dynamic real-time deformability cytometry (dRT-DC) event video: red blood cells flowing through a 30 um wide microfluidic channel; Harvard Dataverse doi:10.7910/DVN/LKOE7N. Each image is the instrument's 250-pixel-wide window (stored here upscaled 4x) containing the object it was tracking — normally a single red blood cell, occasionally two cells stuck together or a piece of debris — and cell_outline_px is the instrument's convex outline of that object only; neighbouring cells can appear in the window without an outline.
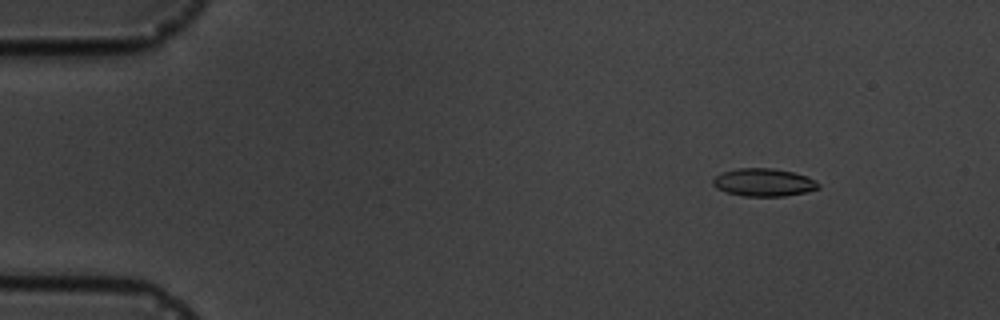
{"species": "common noctule bat (a hibernating species)", "species_latin": "Nyctalus noctula", "temperature_condition": "cold", "stored_images_in_passage": 5, "camera_frame_rate_fps": 3000, "um_per_image_px": 0.085, "animal": {"sex": "male", "body_mass_g": 19.5, "forearm_length_mm": 54.6}, "frame": {"image": 1, "passage_image": 2, "time_ms": 1.333, "image_size_px": [1000, 320], "cell_outline_px": [[820, 188], [804, 192], [784, 196], [744, 196], [728, 192], [716, 188], [712, 184], [712, 180], [716, 176], [724, 172], [740, 168], [772, 168], [792, 172], [808, 176], [816, 180], [820, 184]], "centroid_in_image_um": [64.94, 15.5], "position_along_channel_um": 20.1, "area_um2": 16.99}}
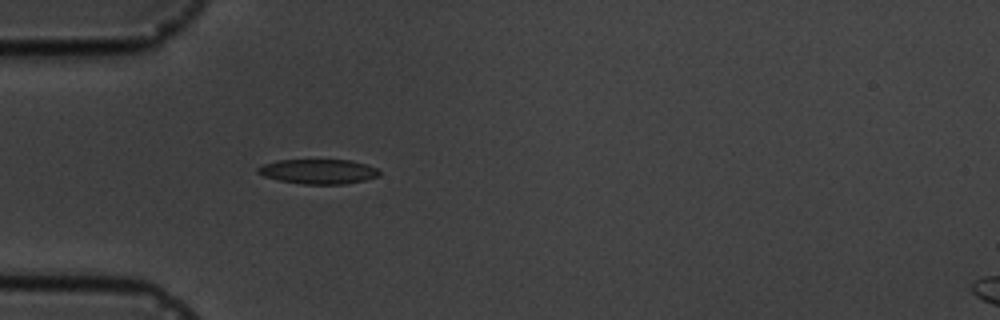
{"frame": {"image": 2, "passage_image": 5, "time_ms": 4.667, "image_size_px": [1000, 320], "cell_outline_px": [[380, 176], [364, 180], [344, 184], [304, 184], [280, 180], [264, 176], [256, 172], [256, 168], [264, 164], [280, 160], [352, 160], [376, 168], [380, 172]], "centroid_in_image_um": [27.06, 14.58], "position_along_channel_um": 57.9, "area_um2": 17.34}}